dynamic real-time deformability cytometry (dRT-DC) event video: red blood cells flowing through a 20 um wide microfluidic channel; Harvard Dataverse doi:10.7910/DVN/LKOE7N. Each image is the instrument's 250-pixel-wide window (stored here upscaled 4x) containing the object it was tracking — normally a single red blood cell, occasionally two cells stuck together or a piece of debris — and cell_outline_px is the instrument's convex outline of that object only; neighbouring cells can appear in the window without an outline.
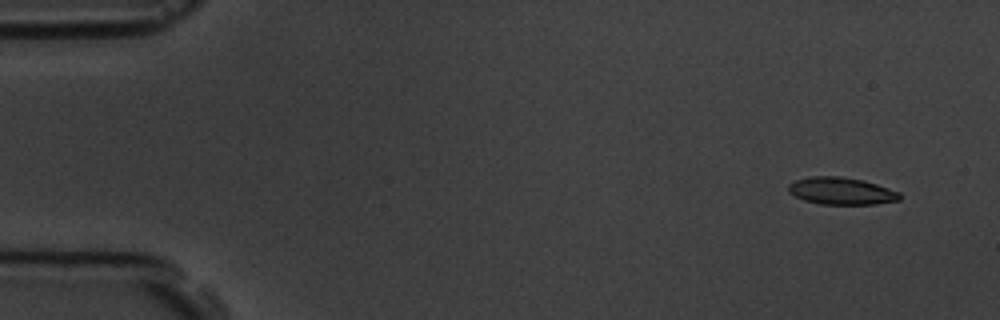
{"species": "common noctule bat (a hibernating species)", "species_latin": "Nyctalus noctula", "temperature_condition": "room temperature", "stored_images_in_passage": 8, "camera_frame_rate_fps": 3000, "um_per_image_px": 0.085, "animal": {"sex": "male", "body_mass_g": 19.5, "forearm_length_mm": 54.6}, "frame": {"image": 1, "passage_image": 1, "time_ms": 0.0, "image_size_px": [1000, 320], "cell_outline_px": [[900, 200], [876, 204], [820, 204], [804, 200], [788, 192], [788, 184], [796, 180], [812, 176], [840, 176], [864, 180], [900, 192]], "centroid_in_image_um": [71.51, 16.23], "position_along_channel_um": 13.5, "area_um2": 17.63}}
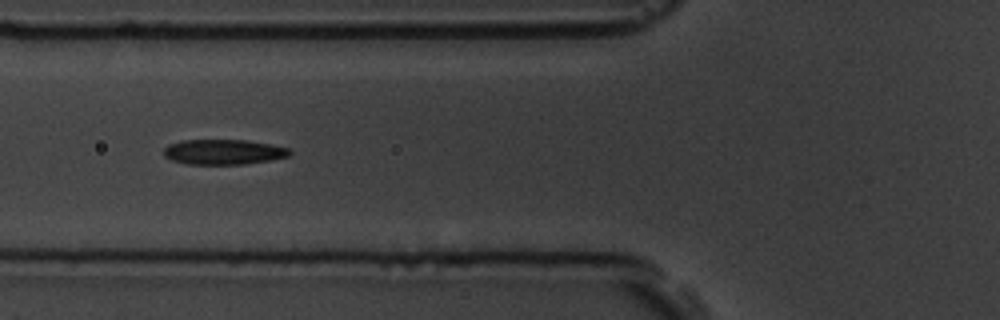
{"frame": {"image": 2, "passage_image": 6, "time_ms": 5.667, "image_size_px": [1000, 320], "cell_outline_px": [[292, 152], [288, 156], [272, 160], [244, 164], [188, 164], [172, 160], [164, 156], [164, 148], [168, 144], [180, 140], [248, 140], [272, 144], [288, 148]], "centroid_in_image_um": [19.0, 12.91], "position_along_channel_um": 106.8, "area_um2": 18.55}}
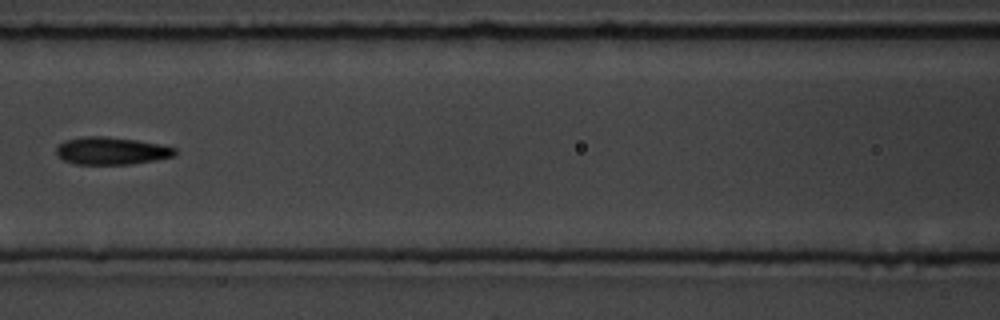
{"frame": {"image": 3, "passage_image": 7, "time_ms": 7.0, "image_size_px": [1000, 320], "cell_outline_px": [[176, 156], [156, 160], [132, 164], [76, 164], [64, 160], [56, 152], [56, 148], [60, 144], [68, 140], [84, 136], [104, 136], [136, 140], [160, 144], [176, 148]], "centroid_in_image_um": [9.52, 12.82], "position_along_channel_um": 157.1, "area_um2": 18.9}}